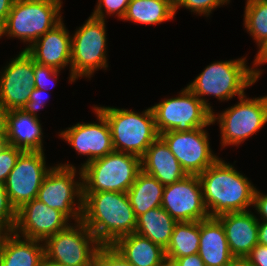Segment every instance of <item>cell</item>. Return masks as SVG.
<instances>
[{
  "label": "cell",
  "instance_id": "6da1fadb",
  "mask_svg": "<svg viewBox=\"0 0 267 266\" xmlns=\"http://www.w3.org/2000/svg\"><path fill=\"white\" fill-rule=\"evenodd\" d=\"M81 221L101 245H113L137 225L128 194L122 192L83 193Z\"/></svg>",
  "mask_w": 267,
  "mask_h": 266
},
{
  "label": "cell",
  "instance_id": "7a4b0ae2",
  "mask_svg": "<svg viewBox=\"0 0 267 266\" xmlns=\"http://www.w3.org/2000/svg\"><path fill=\"white\" fill-rule=\"evenodd\" d=\"M198 177L209 217L247 211L246 208L253 205L256 188L234 166L222 159L218 158Z\"/></svg>",
  "mask_w": 267,
  "mask_h": 266
},
{
  "label": "cell",
  "instance_id": "3957f363",
  "mask_svg": "<svg viewBox=\"0 0 267 266\" xmlns=\"http://www.w3.org/2000/svg\"><path fill=\"white\" fill-rule=\"evenodd\" d=\"M245 58L215 62L208 65L187 87L213 113L212 107L201 96L213 95L219 100H229L235 95L241 97L244 90L252 86L259 78L261 71L249 68Z\"/></svg>",
  "mask_w": 267,
  "mask_h": 266
},
{
  "label": "cell",
  "instance_id": "277c9868",
  "mask_svg": "<svg viewBox=\"0 0 267 266\" xmlns=\"http://www.w3.org/2000/svg\"><path fill=\"white\" fill-rule=\"evenodd\" d=\"M94 108L109 124L115 151L142 158L150 145L160 136L151 107L141 114L116 107L94 106Z\"/></svg>",
  "mask_w": 267,
  "mask_h": 266
},
{
  "label": "cell",
  "instance_id": "5b68a950",
  "mask_svg": "<svg viewBox=\"0 0 267 266\" xmlns=\"http://www.w3.org/2000/svg\"><path fill=\"white\" fill-rule=\"evenodd\" d=\"M141 170V158L114 150L81 167L79 181L83 193H127Z\"/></svg>",
  "mask_w": 267,
  "mask_h": 266
},
{
  "label": "cell",
  "instance_id": "8992f818",
  "mask_svg": "<svg viewBox=\"0 0 267 266\" xmlns=\"http://www.w3.org/2000/svg\"><path fill=\"white\" fill-rule=\"evenodd\" d=\"M61 0H15L4 22V35L33 44L62 21Z\"/></svg>",
  "mask_w": 267,
  "mask_h": 266
},
{
  "label": "cell",
  "instance_id": "52a82bcc",
  "mask_svg": "<svg viewBox=\"0 0 267 266\" xmlns=\"http://www.w3.org/2000/svg\"><path fill=\"white\" fill-rule=\"evenodd\" d=\"M151 108L159 135L166 131L189 132L213 124L212 112L188 87L178 97L165 99Z\"/></svg>",
  "mask_w": 267,
  "mask_h": 266
},
{
  "label": "cell",
  "instance_id": "ba28073f",
  "mask_svg": "<svg viewBox=\"0 0 267 266\" xmlns=\"http://www.w3.org/2000/svg\"><path fill=\"white\" fill-rule=\"evenodd\" d=\"M105 20L90 16L71 38L70 81L107 68Z\"/></svg>",
  "mask_w": 267,
  "mask_h": 266
},
{
  "label": "cell",
  "instance_id": "9c48e42d",
  "mask_svg": "<svg viewBox=\"0 0 267 266\" xmlns=\"http://www.w3.org/2000/svg\"><path fill=\"white\" fill-rule=\"evenodd\" d=\"M238 104L223 113H212V122L218 120L221 128V145H239L257 133L267 122V95L253 99L245 94L239 97Z\"/></svg>",
  "mask_w": 267,
  "mask_h": 266
},
{
  "label": "cell",
  "instance_id": "30bf717a",
  "mask_svg": "<svg viewBox=\"0 0 267 266\" xmlns=\"http://www.w3.org/2000/svg\"><path fill=\"white\" fill-rule=\"evenodd\" d=\"M44 241L45 257L65 266H92L101 244L81 221Z\"/></svg>",
  "mask_w": 267,
  "mask_h": 266
},
{
  "label": "cell",
  "instance_id": "8fae6325",
  "mask_svg": "<svg viewBox=\"0 0 267 266\" xmlns=\"http://www.w3.org/2000/svg\"><path fill=\"white\" fill-rule=\"evenodd\" d=\"M75 175L76 168L72 164L51 167L41 184L37 199L78 223L81 222L83 211V185L75 181ZM75 198H78V203ZM75 204L77 208H74Z\"/></svg>",
  "mask_w": 267,
  "mask_h": 266
},
{
  "label": "cell",
  "instance_id": "7c38bea8",
  "mask_svg": "<svg viewBox=\"0 0 267 266\" xmlns=\"http://www.w3.org/2000/svg\"><path fill=\"white\" fill-rule=\"evenodd\" d=\"M43 151H23L9 173L4 185L9 200L16 211L37 198L44 178L51 168L45 165Z\"/></svg>",
  "mask_w": 267,
  "mask_h": 266
},
{
  "label": "cell",
  "instance_id": "4fadbf2b",
  "mask_svg": "<svg viewBox=\"0 0 267 266\" xmlns=\"http://www.w3.org/2000/svg\"><path fill=\"white\" fill-rule=\"evenodd\" d=\"M203 128L160 134L187 175L201 174L218 159L211 151L208 133Z\"/></svg>",
  "mask_w": 267,
  "mask_h": 266
},
{
  "label": "cell",
  "instance_id": "5bb4252c",
  "mask_svg": "<svg viewBox=\"0 0 267 266\" xmlns=\"http://www.w3.org/2000/svg\"><path fill=\"white\" fill-rule=\"evenodd\" d=\"M161 207L177 222L202 221L209 218L198 175H186L183 179L166 185Z\"/></svg>",
  "mask_w": 267,
  "mask_h": 266
},
{
  "label": "cell",
  "instance_id": "9a60e30c",
  "mask_svg": "<svg viewBox=\"0 0 267 266\" xmlns=\"http://www.w3.org/2000/svg\"><path fill=\"white\" fill-rule=\"evenodd\" d=\"M68 218L59 210L48 207L35 198L17 210L13 232L26 239L45 241L57 232L65 230L70 224Z\"/></svg>",
  "mask_w": 267,
  "mask_h": 266
},
{
  "label": "cell",
  "instance_id": "2e32d148",
  "mask_svg": "<svg viewBox=\"0 0 267 266\" xmlns=\"http://www.w3.org/2000/svg\"><path fill=\"white\" fill-rule=\"evenodd\" d=\"M0 73V103L8 111L23 109L34 88V59L23 50Z\"/></svg>",
  "mask_w": 267,
  "mask_h": 266
},
{
  "label": "cell",
  "instance_id": "e0dca14e",
  "mask_svg": "<svg viewBox=\"0 0 267 266\" xmlns=\"http://www.w3.org/2000/svg\"><path fill=\"white\" fill-rule=\"evenodd\" d=\"M93 110L97 114L99 124L78 123L59 134L78 154L89 156L82 167L114 151L111 131L106 118L97 109L93 108Z\"/></svg>",
  "mask_w": 267,
  "mask_h": 266
},
{
  "label": "cell",
  "instance_id": "ac0fdd59",
  "mask_svg": "<svg viewBox=\"0 0 267 266\" xmlns=\"http://www.w3.org/2000/svg\"><path fill=\"white\" fill-rule=\"evenodd\" d=\"M24 50L40 65L57 70L71 65V37L63 21Z\"/></svg>",
  "mask_w": 267,
  "mask_h": 266
},
{
  "label": "cell",
  "instance_id": "d6986e66",
  "mask_svg": "<svg viewBox=\"0 0 267 266\" xmlns=\"http://www.w3.org/2000/svg\"><path fill=\"white\" fill-rule=\"evenodd\" d=\"M224 227L235 259H245L258 244L259 219L251 211L230 212L216 217Z\"/></svg>",
  "mask_w": 267,
  "mask_h": 266
},
{
  "label": "cell",
  "instance_id": "ffe728a7",
  "mask_svg": "<svg viewBox=\"0 0 267 266\" xmlns=\"http://www.w3.org/2000/svg\"><path fill=\"white\" fill-rule=\"evenodd\" d=\"M198 254L206 266H230L232 255L223 225L216 217L200 221Z\"/></svg>",
  "mask_w": 267,
  "mask_h": 266
},
{
  "label": "cell",
  "instance_id": "44dd1931",
  "mask_svg": "<svg viewBox=\"0 0 267 266\" xmlns=\"http://www.w3.org/2000/svg\"><path fill=\"white\" fill-rule=\"evenodd\" d=\"M141 167L145 173L154 176L164 186L173 184L187 175L160 136L142 156Z\"/></svg>",
  "mask_w": 267,
  "mask_h": 266
},
{
  "label": "cell",
  "instance_id": "7402d4cb",
  "mask_svg": "<svg viewBox=\"0 0 267 266\" xmlns=\"http://www.w3.org/2000/svg\"><path fill=\"white\" fill-rule=\"evenodd\" d=\"M13 235V236H12ZM40 240L21 239L14 232L0 235V266H41L45 258Z\"/></svg>",
  "mask_w": 267,
  "mask_h": 266
},
{
  "label": "cell",
  "instance_id": "603a6c76",
  "mask_svg": "<svg viewBox=\"0 0 267 266\" xmlns=\"http://www.w3.org/2000/svg\"><path fill=\"white\" fill-rule=\"evenodd\" d=\"M42 128L38 117L23 109L10 110L7 114V144L23 151H43Z\"/></svg>",
  "mask_w": 267,
  "mask_h": 266
},
{
  "label": "cell",
  "instance_id": "cb8c5ba5",
  "mask_svg": "<svg viewBox=\"0 0 267 266\" xmlns=\"http://www.w3.org/2000/svg\"><path fill=\"white\" fill-rule=\"evenodd\" d=\"M113 246L133 266H159L166 257L161 246L136 232L119 238Z\"/></svg>",
  "mask_w": 267,
  "mask_h": 266
},
{
  "label": "cell",
  "instance_id": "d4e9b609",
  "mask_svg": "<svg viewBox=\"0 0 267 266\" xmlns=\"http://www.w3.org/2000/svg\"><path fill=\"white\" fill-rule=\"evenodd\" d=\"M177 221L161 206L148 210L137 217L135 232L147 237L153 243L167 248Z\"/></svg>",
  "mask_w": 267,
  "mask_h": 266
},
{
  "label": "cell",
  "instance_id": "484cf974",
  "mask_svg": "<svg viewBox=\"0 0 267 266\" xmlns=\"http://www.w3.org/2000/svg\"><path fill=\"white\" fill-rule=\"evenodd\" d=\"M164 187L154 176L143 170L139 172L135 182L127 191L136 217L161 206Z\"/></svg>",
  "mask_w": 267,
  "mask_h": 266
},
{
  "label": "cell",
  "instance_id": "4316f807",
  "mask_svg": "<svg viewBox=\"0 0 267 266\" xmlns=\"http://www.w3.org/2000/svg\"><path fill=\"white\" fill-rule=\"evenodd\" d=\"M174 0H130L122 20L145 25L173 19Z\"/></svg>",
  "mask_w": 267,
  "mask_h": 266
},
{
  "label": "cell",
  "instance_id": "83f0119b",
  "mask_svg": "<svg viewBox=\"0 0 267 266\" xmlns=\"http://www.w3.org/2000/svg\"><path fill=\"white\" fill-rule=\"evenodd\" d=\"M200 243V221L177 222L170 242L165 249L168 258H181L198 253Z\"/></svg>",
  "mask_w": 267,
  "mask_h": 266
},
{
  "label": "cell",
  "instance_id": "f1b7e54d",
  "mask_svg": "<svg viewBox=\"0 0 267 266\" xmlns=\"http://www.w3.org/2000/svg\"><path fill=\"white\" fill-rule=\"evenodd\" d=\"M244 25L260 46L267 39V0H247Z\"/></svg>",
  "mask_w": 267,
  "mask_h": 266
},
{
  "label": "cell",
  "instance_id": "f546056e",
  "mask_svg": "<svg viewBox=\"0 0 267 266\" xmlns=\"http://www.w3.org/2000/svg\"><path fill=\"white\" fill-rule=\"evenodd\" d=\"M17 211L11 204L4 185L0 184V234L13 232Z\"/></svg>",
  "mask_w": 267,
  "mask_h": 266
},
{
  "label": "cell",
  "instance_id": "4dcf8cb0",
  "mask_svg": "<svg viewBox=\"0 0 267 266\" xmlns=\"http://www.w3.org/2000/svg\"><path fill=\"white\" fill-rule=\"evenodd\" d=\"M92 266H133L113 245H101Z\"/></svg>",
  "mask_w": 267,
  "mask_h": 266
},
{
  "label": "cell",
  "instance_id": "1f68e13d",
  "mask_svg": "<svg viewBox=\"0 0 267 266\" xmlns=\"http://www.w3.org/2000/svg\"><path fill=\"white\" fill-rule=\"evenodd\" d=\"M228 2L230 0H174V12L176 14L179 7H185L191 12L207 16L213 9Z\"/></svg>",
  "mask_w": 267,
  "mask_h": 266
},
{
  "label": "cell",
  "instance_id": "d6a6232c",
  "mask_svg": "<svg viewBox=\"0 0 267 266\" xmlns=\"http://www.w3.org/2000/svg\"><path fill=\"white\" fill-rule=\"evenodd\" d=\"M23 150L6 144L0 149V184L3 185Z\"/></svg>",
  "mask_w": 267,
  "mask_h": 266
},
{
  "label": "cell",
  "instance_id": "836d02e7",
  "mask_svg": "<svg viewBox=\"0 0 267 266\" xmlns=\"http://www.w3.org/2000/svg\"><path fill=\"white\" fill-rule=\"evenodd\" d=\"M129 2L130 0H98L97 7L91 16L105 20L106 16L103 11H106L108 15L115 13L118 18L123 19Z\"/></svg>",
  "mask_w": 267,
  "mask_h": 266
},
{
  "label": "cell",
  "instance_id": "e575fe53",
  "mask_svg": "<svg viewBox=\"0 0 267 266\" xmlns=\"http://www.w3.org/2000/svg\"><path fill=\"white\" fill-rule=\"evenodd\" d=\"M60 70L50 66H44L34 62V87L45 91L47 89L48 80L56 79ZM53 77V78H52Z\"/></svg>",
  "mask_w": 267,
  "mask_h": 266
},
{
  "label": "cell",
  "instance_id": "d590c367",
  "mask_svg": "<svg viewBox=\"0 0 267 266\" xmlns=\"http://www.w3.org/2000/svg\"><path fill=\"white\" fill-rule=\"evenodd\" d=\"M45 91L38 89L34 87L32 89L31 95L29 97L28 102L26 105L23 107V110L27 113H29L32 116L37 117V111L40 110L41 108L44 109V104L45 102L43 101V94Z\"/></svg>",
  "mask_w": 267,
  "mask_h": 266
},
{
  "label": "cell",
  "instance_id": "8d00e7d4",
  "mask_svg": "<svg viewBox=\"0 0 267 266\" xmlns=\"http://www.w3.org/2000/svg\"><path fill=\"white\" fill-rule=\"evenodd\" d=\"M245 260L253 266H267V246L257 244Z\"/></svg>",
  "mask_w": 267,
  "mask_h": 266
},
{
  "label": "cell",
  "instance_id": "74e56055",
  "mask_svg": "<svg viewBox=\"0 0 267 266\" xmlns=\"http://www.w3.org/2000/svg\"><path fill=\"white\" fill-rule=\"evenodd\" d=\"M253 206L256 208L257 212H259L260 218L263 219V221H267V194L264 195L256 189Z\"/></svg>",
  "mask_w": 267,
  "mask_h": 266
},
{
  "label": "cell",
  "instance_id": "f35d334b",
  "mask_svg": "<svg viewBox=\"0 0 267 266\" xmlns=\"http://www.w3.org/2000/svg\"><path fill=\"white\" fill-rule=\"evenodd\" d=\"M171 259L176 260L179 266H206L198 253Z\"/></svg>",
  "mask_w": 267,
  "mask_h": 266
},
{
  "label": "cell",
  "instance_id": "ab89813d",
  "mask_svg": "<svg viewBox=\"0 0 267 266\" xmlns=\"http://www.w3.org/2000/svg\"><path fill=\"white\" fill-rule=\"evenodd\" d=\"M15 0H0V20L5 22Z\"/></svg>",
  "mask_w": 267,
  "mask_h": 266
},
{
  "label": "cell",
  "instance_id": "60d3db41",
  "mask_svg": "<svg viewBox=\"0 0 267 266\" xmlns=\"http://www.w3.org/2000/svg\"><path fill=\"white\" fill-rule=\"evenodd\" d=\"M267 62V39L259 46V52L256 55L253 66H260V64Z\"/></svg>",
  "mask_w": 267,
  "mask_h": 266
},
{
  "label": "cell",
  "instance_id": "b9f144b4",
  "mask_svg": "<svg viewBox=\"0 0 267 266\" xmlns=\"http://www.w3.org/2000/svg\"><path fill=\"white\" fill-rule=\"evenodd\" d=\"M258 244L267 246V221L258 222Z\"/></svg>",
  "mask_w": 267,
  "mask_h": 266
},
{
  "label": "cell",
  "instance_id": "7bdbcfd3",
  "mask_svg": "<svg viewBox=\"0 0 267 266\" xmlns=\"http://www.w3.org/2000/svg\"><path fill=\"white\" fill-rule=\"evenodd\" d=\"M8 110L0 103V131H7Z\"/></svg>",
  "mask_w": 267,
  "mask_h": 266
},
{
  "label": "cell",
  "instance_id": "ee69618b",
  "mask_svg": "<svg viewBox=\"0 0 267 266\" xmlns=\"http://www.w3.org/2000/svg\"><path fill=\"white\" fill-rule=\"evenodd\" d=\"M159 266H179L176 260L165 257Z\"/></svg>",
  "mask_w": 267,
  "mask_h": 266
},
{
  "label": "cell",
  "instance_id": "f6af8a7d",
  "mask_svg": "<svg viewBox=\"0 0 267 266\" xmlns=\"http://www.w3.org/2000/svg\"><path fill=\"white\" fill-rule=\"evenodd\" d=\"M230 266H253L245 259H236Z\"/></svg>",
  "mask_w": 267,
  "mask_h": 266
},
{
  "label": "cell",
  "instance_id": "bcb514c9",
  "mask_svg": "<svg viewBox=\"0 0 267 266\" xmlns=\"http://www.w3.org/2000/svg\"><path fill=\"white\" fill-rule=\"evenodd\" d=\"M41 266H65L56 262H53L46 257L43 259L42 265Z\"/></svg>",
  "mask_w": 267,
  "mask_h": 266
},
{
  "label": "cell",
  "instance_id": "7dc6e473",
  "mask_svg": "<svg viewBox=\"0 0 267 266\" xmlns=\"http://www.w3.org/2000/svg\"><path fill=\"white\" fill-rule=\"evenodd\" d=\"M6 132L7 131H0V149L3 148L7 144Z\"/></svg>",
  "mask_w": 267,
  "mask_h": 266
},
{
  "label": "cell",
  "instance_id": "c3c4849f",
  "mask_svg": "<svg viewBox=\"0 0 267 266\" xmlns=\"http://www.w3.org/2000/svg\"><path fill=\"white\" fill-rule=\"evenodd\" d=\"M4 35V22L0 20V38Z\"/></svg>",
  "mask_w": 267,
  "mask_h": 266
}]
</instances>
